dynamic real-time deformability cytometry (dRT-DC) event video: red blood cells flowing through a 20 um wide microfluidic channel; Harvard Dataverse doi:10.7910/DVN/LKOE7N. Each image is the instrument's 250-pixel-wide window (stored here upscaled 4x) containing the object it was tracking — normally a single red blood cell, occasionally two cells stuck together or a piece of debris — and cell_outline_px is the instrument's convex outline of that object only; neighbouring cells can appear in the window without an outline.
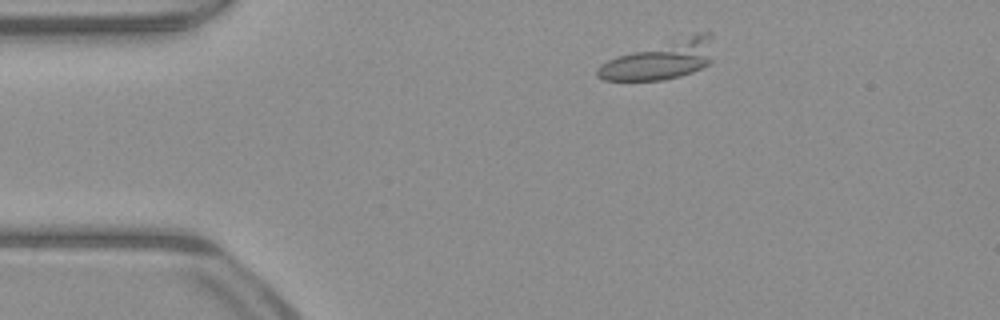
{"species": "common noctule bat (a hibernating species)", "species_latin": "Nyctalus noctula", "temperature_condition": "warm", "stored_images_in_passage": 12, "camera_frame_rate_fps": 3000, "um_per_image_px": 0.085, "animal": {"sex": "male", "body_mass_g": 23.1, "forearm_length_mm": 52.7}, "frame": {"image": 1, "passage_image": 4, "time_ms": 1.0, "image_size_px": [1000, 320], "cell_outline_px": [[712, 60], [708, 64], [692, 72], [680, 76], [664, 80], [604, 80], [596, 76], [596, 68], [600, 64], [616, 56], [708, 28], [712, 32]], "centroid_in_image_um": [56.19, 5.05], "position_along_channel_um": 28.8, "area_um2": 26.65}}
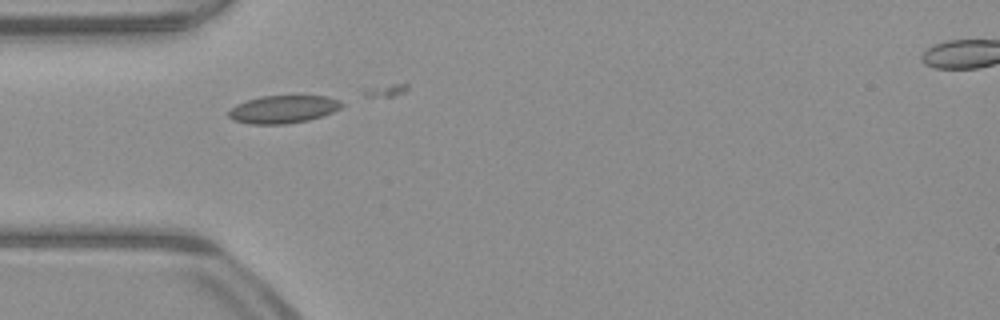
{"frame": {"image": 2, "passage_image": 10, "time_ms": 3.0, "image_size_px": [1000, 320], "cell_outline_px": [[344, 104], [340, 108], [332, 112], [308, 120], [288, 124], [248, 124], [232, 120], [228, 116], [228, 112], [236, 104], [260, 96], [328, 96], [340, 100]], "centroid_in_image_um": [24.06, 9.29], "position_along_channel_um": 60.9, "area_um2": 18.32}}